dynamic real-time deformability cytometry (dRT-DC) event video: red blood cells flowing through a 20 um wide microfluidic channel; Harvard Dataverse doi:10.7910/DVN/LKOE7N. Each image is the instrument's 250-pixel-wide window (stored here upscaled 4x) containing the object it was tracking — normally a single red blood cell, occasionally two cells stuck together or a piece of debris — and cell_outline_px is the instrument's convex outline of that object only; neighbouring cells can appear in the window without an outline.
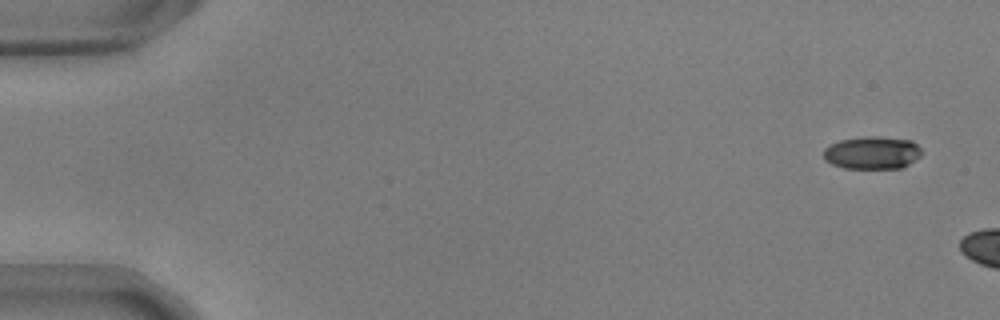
{"species": "common noctule bat (a hibernating species)", "species_latin": "Nyctalus noctula", "temperature_condition": "warm", "stored_images_in_passage": 7, "camera_frame_rate_fps": 3000, "um_per_image_px": 0.085, "animal": {"sex": "male", "body_mass_g": 17.9, "forearm_length_mm": 54.2}, "frame": {"image": 1, "passage_image": 1, "time_ms": 0.0, "image_size_px": [1000, 320], "cell_outline_px": [[920, 156], [908, 164], [900, 168], [844, 168], [832, 164], [824, 160], [824, 148], [840, 140], [864, 136], [876, 136], [912, 140], [920, 148]], "centroid_in_image_um": [74.12, 12.98], "position_along_channel_um": 10.9, "area_um2": 18.61}}